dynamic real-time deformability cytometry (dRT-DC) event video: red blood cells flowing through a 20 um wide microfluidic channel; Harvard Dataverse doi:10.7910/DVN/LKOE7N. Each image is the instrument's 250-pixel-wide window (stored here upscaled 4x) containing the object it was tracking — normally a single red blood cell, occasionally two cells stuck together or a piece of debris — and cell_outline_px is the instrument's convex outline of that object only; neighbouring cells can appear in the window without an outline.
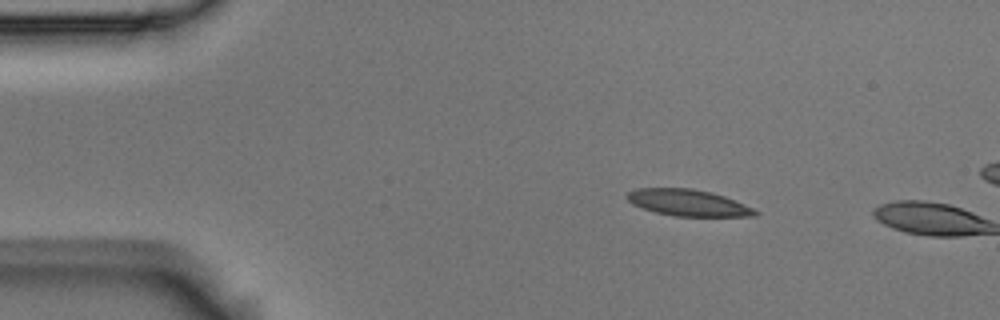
{"species": "Egyptian fruit bat (a non-hibernating species)", "species_latin": "Rousettus aegyptiacus", "temperature_condition": "room temperature", "stored_images_in_passage": 2, "camera_frame_rate_fps": 3000, "um_per_image_px": 0.085, "animal": {"sex": "male"}, "frame": {"image": 1, "passage_image": 1, "time_ms": 0.0, "image_size_px": [1000, 320], "cell_outline_px": [[760, 212], [756, 216], [676, 216], [656, 212], [632, 204], [624, 196], [628, 192], [636, 188], [692, 188], [724, 196], [744, 204]], "centroid_in_image_um": [58.46, 17.23], "position_along_channel_um": 26.5, "area_um2": 19.59}}